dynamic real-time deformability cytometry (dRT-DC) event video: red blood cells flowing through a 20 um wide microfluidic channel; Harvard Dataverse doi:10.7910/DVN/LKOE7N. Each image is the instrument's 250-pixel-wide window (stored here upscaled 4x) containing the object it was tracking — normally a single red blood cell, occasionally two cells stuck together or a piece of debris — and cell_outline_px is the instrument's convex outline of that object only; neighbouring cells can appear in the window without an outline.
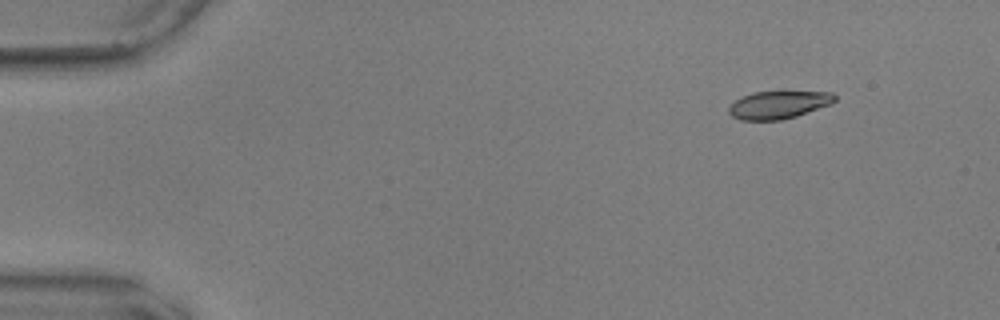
{"species": "common noctule bat (a hibernating species)", "species_latin": "Nyctalus noctula", "temperature_condition": "warm", "stored_images_in_passage": 51, "camera_frame_rate_fps": 3000, "um_per_image_px": 0.085, "animal": {"sex": "male", "body_mass_g": 17.9, "forearm_length_mm": 54.2}, "frame": {"image": 1, "passage_image": 1, "time_ms": 0.0, "image_size_px": [1000, 320], "cell_outline_px": [[836, 100], [832, 104], [796, 116], [780, 120], [740, 120], [732, 116], [728, 112], [728, 108], [736, 100], [752, 92], [832, 92], [836, 96]], "centroid_in_image_um": [66.19, 8.91], "position_along_channel_um": 18.8, "area_um2": 16.99}}
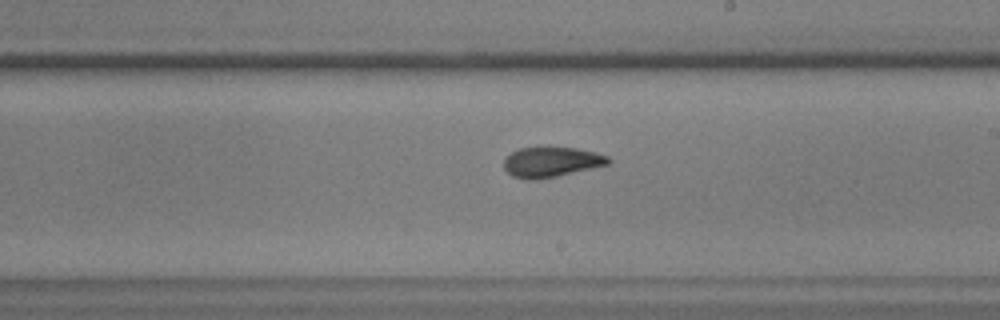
{"frame": {"image": 2, "passage_image": 28, "time_ms": 9.0, "image_size_px": [1000, 320], "cell_outline_px": [[612, 160], [608, 164], [592, 168], [556, 176], [532, 180], [512, 176], [504, 168], [504, 160], [512, 152], [520, 148], [576, 148], [596, 152], [608, 156]], "centroid_in_image_um": [46.88, 13.77], "position_along_channel_um": 242.1, "area_um2": 17.98}}
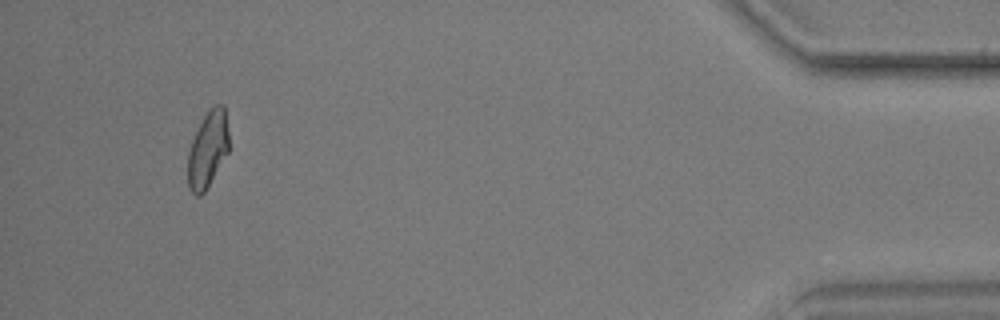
{"frame": {"image": 3, "passage_image": 48, "time_ms": 15.667, "image_size_px": [1000, 320], "cell_outline_px": [[228, 152], [204, 192], [200, 196], [196, 196], [188, 188], [188, 152], [192, 140], [204, 116], [216, 104], [224, 104], [228, 132]], "centroid_in_image_um": [17.65, 12.72], "position_along_channel_um": 417.5, "area_um2": 17.92}, "authors_computed_cell_mechanics": {"area_um2": 18.7272, "velocity_mm_per_s": 3.6052, "shape_relaxation_time_tau1_ms": 6.8401, "shape_relaxation_time_tau2_ms": 2.4432, "deformation_change_tau1": 0.1657, "deformation_change_tau2": 0.0796}}